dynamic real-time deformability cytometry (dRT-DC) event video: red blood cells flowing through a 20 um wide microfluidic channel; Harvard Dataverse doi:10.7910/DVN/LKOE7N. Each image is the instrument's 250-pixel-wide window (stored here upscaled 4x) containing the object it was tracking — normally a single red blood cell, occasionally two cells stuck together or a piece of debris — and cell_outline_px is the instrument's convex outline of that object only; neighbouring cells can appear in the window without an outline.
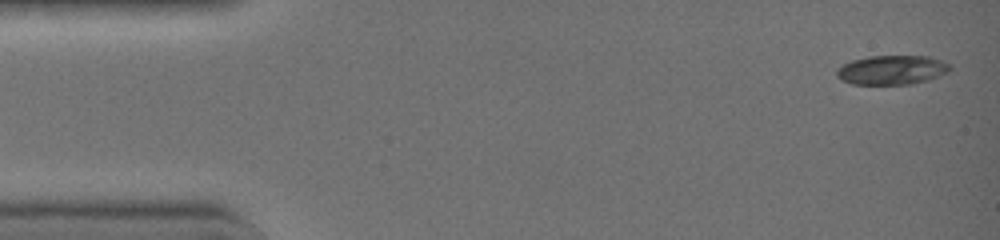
{"species": "common noctule bat (a hibernating species)", "species_latin": "Nyctalus noctula", "temperature_condition": "warm", "stored_images_in_passage": 9, "camera_frame_rate_fps": 3000, "um_per_image_px": 0.085, "animal": {"sex": "female", "body_mass_g": 19.0, "forearm_length_mm": 51.5}, "frame": {"image": 1, "passage_image": 1, "time_ms": 0.0, "image_size_px": [1000, 240], "cell_outline_px": [[952, 68], [948, 72], [924, 80], [908, 84], [852, 84], [836, 76], [836, 72], [840, 64], [852, 60], [868, 56], [928, 56], [940, 60], [948, 64]], "centroid_in_image_um": [75.75, 5.93], "position_along_channel_um": 9.2, "area_um2": 19.07}}
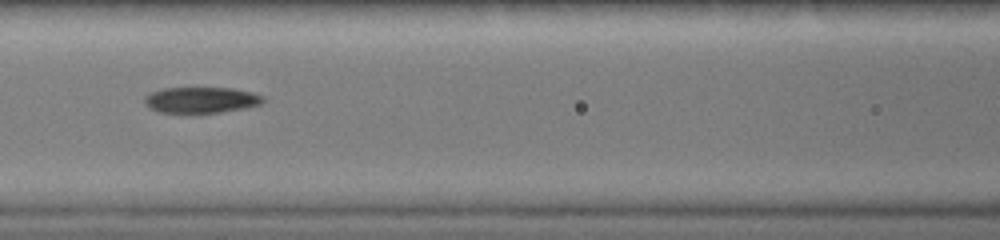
{"frame": {"image": 2, "passage_image": 8, "time_ms": 2.333, "image_size_px": [1000, 240], "cell_outline_px": [[264, 100], [260, 104], [244, 108], [220, 112], [160, 112], [144, 104], [144, 96], [152, 92], [164, 88], [232, 88], [252, 92], [264, 96]], "centroid_in_image_um": [17.1, 8.48], "position_along_channel_um": 149.5, "area_um2": 17.69}}
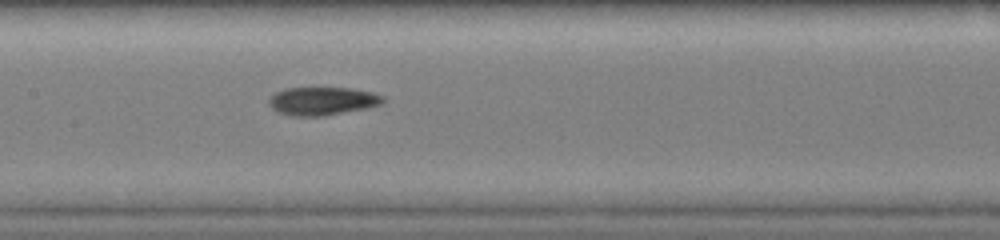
{"frame": {"image": 3, "passage_image": 9, "time_ms": 2.667, "image_size_px": [1000, 240], "cell_outline_px": [[384, 100], [380, 104], [364, 108], [324, 116], [296, 116], [280, 112], [272, 108], [268, 104], [268, 100], [276, 92], [284, 88], [352, 88], [372, 92], [384, 96]], "centroid_in_image_um": [27.39, 8.58], "position_along_channel_um": 180.0, "area_um2": 18.5}}